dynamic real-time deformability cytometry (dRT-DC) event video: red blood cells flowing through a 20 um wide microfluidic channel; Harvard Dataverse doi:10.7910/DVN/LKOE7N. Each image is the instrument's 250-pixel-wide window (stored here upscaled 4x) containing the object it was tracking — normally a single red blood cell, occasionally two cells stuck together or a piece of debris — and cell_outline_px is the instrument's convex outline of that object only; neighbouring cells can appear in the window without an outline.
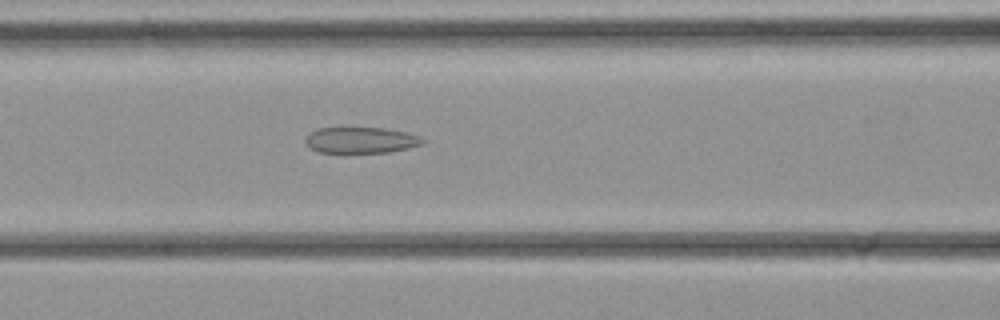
{"species": "common noctule bat (a hibernating species)", "species_latin": "Nyctalus noctula", "temperature_condition": "cold", "stored_images_in_passage": 23, "camera_frame_rate_fps": 3000, "um_per_image_px": 0.085, "animal": {"sex": "female", "body_mass_g": 21.9}, "frame": {"image": 1, "passage_image": 4, "time_ms": 1.0, "image_size_px": [1000, 320], "cell_outline_px": [[424, 144], [408, 148], [388, 152], [320, 152], [312, 148], [304, 140], [308, 132], [316, 128], [384, 128], [408, 132], [420, 136], [424, 140]], "centroid_in_image_um": [30.69, 11.9], "position_along_channel_um": 135.9, "area_um2": 17.74}}
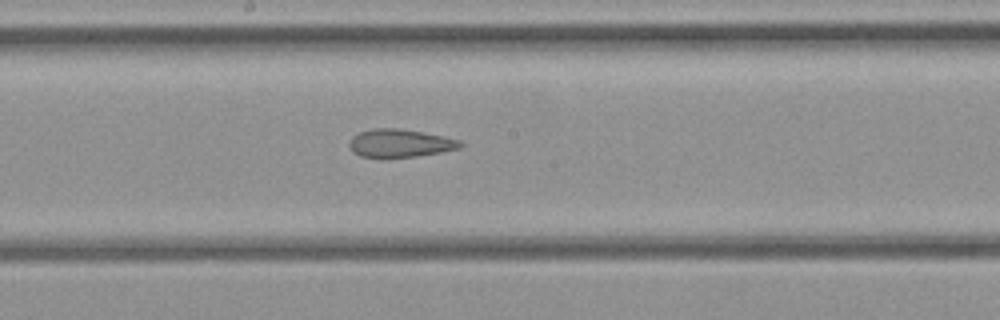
{"frame": {"image": 2, "passage_image": 8, "time_ms": 2.333, "image_size_px": [1000, 320], "cell_outline_px": [[464, 144], [460, 148], [440, 152], [416, 156], [384, 160], [360, 156], [352, 152], [348, 144], [348, 140], [352, 136], [360, 132], [372, 128], [400, 128], [444, 136], [460, 140]], "centroid_in_image_um": [33.94, 12.2], "position_along_channel_um": 214.3, "area_um2": 18.79}}
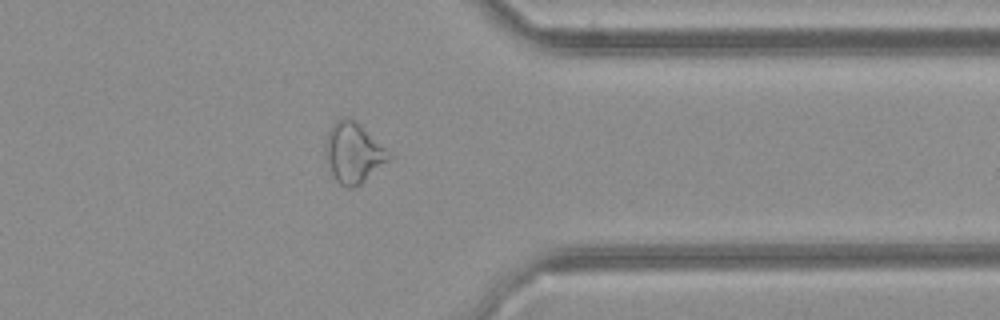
{"frame": {"image": 3, "passage_image": 17, "time_ms": 5.333, "image_size_px": [1000, 320], "cell_outline_px": [[392, 156], [388, 160], [360, 184], [352, 188], [348, 188], [340, 184], [336, 180], [332, 172], [324, 152], [324, 148], [328, 132], [332, 124], [336, 120], [348, 116], [360, 124]], "centroid_in_image_um": [30.0, 12.97], "position_along_channel_um": 381.4, "area_um2": 21.73}}